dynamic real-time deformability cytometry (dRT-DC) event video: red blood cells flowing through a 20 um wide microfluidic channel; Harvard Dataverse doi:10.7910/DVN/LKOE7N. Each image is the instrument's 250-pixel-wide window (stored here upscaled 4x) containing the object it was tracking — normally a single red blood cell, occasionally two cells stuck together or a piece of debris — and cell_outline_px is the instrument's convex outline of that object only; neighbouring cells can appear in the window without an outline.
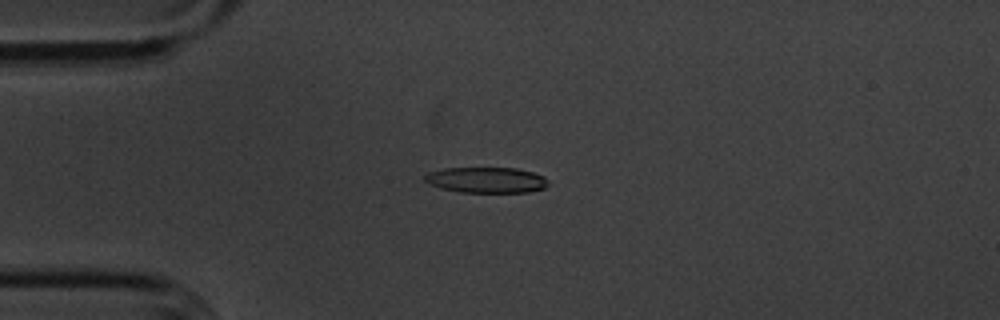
{"species": "common noctule bat (a hibernating species)", "species_latin": "Nyctalus noctula", "temperature_condition": "cold", "stored_images_in_passage": 44, "camera_frame_rate_fps": 3000, "um_per_image_px": 0.085, "animal": {"sex": "male", "body_mass_g": 20.1, "forearm_length_mm": 53.5}, "frame": {"image": 1, "passage_image": 1, "time_ms": 0.0, "image_size_px": [1000, 320], "cell_outline_px": [[548, 184], [544, 188], [528, 192], [460, 192], [440, 188], [424, 180], [424, 176], [428, 172], [444, 168], [516, 168], [532, 172], [544, 176], [548, 180]], "centroid_in_image_um": [41.35, 15.3], "position_along_channel_um": 43.7, "area_um2": 18.44}}
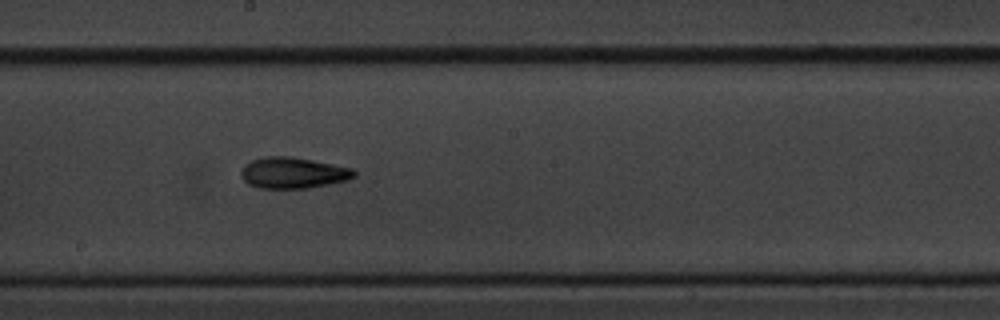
{"frame": {"image": 2, "passage_image": 18, "time_ms": 5.667, "image_size_px": [1000, 320], "cell_outline_px": [[356, 176], [348, 180], [308, 188], [256, 188], [248, 184], [240, 176], [240, 172], [244, 164], [252, 160], [264, 156], [292, 156], [352, 168], [356, 172]], "centroid_in_image_um": [24.88, 14.69], "position_along_channel_um": 223.3, "area_um2": 20.63}}
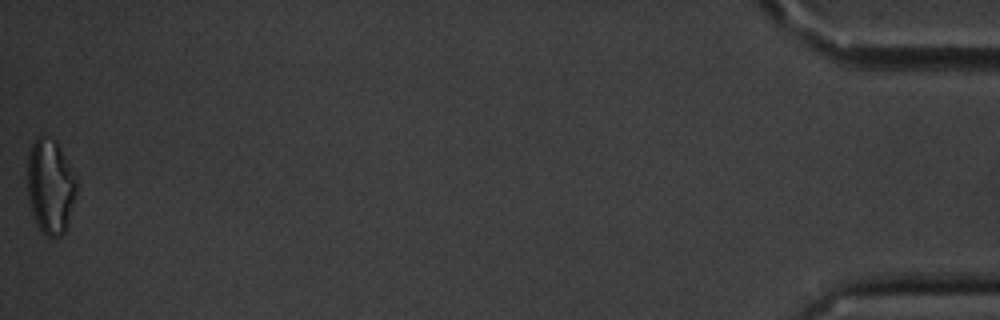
{"frame": {"image": 3, "passage_image": 44, "time_ms": 14.333, "image_size_px": [1000, 320], "cell_outline_px": [[76, 192], [68, 220], [64, 232], [60, 236], [44, 236], [40, 232], [32, 212], [28, 200], [28, 152], [32, 144], [40, 136], [44, 136], [56, 140], [76, 176]], "centroid_in_image_um": [4.27, 15.84], "position_along_channel_um": 430.9, "area_um2": 26.93}, "authors_computed_cell_mechanics": {"area_um2": 20.2011, "velocity_mm_per_s": 3.5062, "shape_relaxation_time_tau1_ms": 7.0051, "shape_relaxation_time_tau2_ms": 5.9725, "deformation_change_tau1": 0.1637, "deformation_change_tau2": 0.1585}}